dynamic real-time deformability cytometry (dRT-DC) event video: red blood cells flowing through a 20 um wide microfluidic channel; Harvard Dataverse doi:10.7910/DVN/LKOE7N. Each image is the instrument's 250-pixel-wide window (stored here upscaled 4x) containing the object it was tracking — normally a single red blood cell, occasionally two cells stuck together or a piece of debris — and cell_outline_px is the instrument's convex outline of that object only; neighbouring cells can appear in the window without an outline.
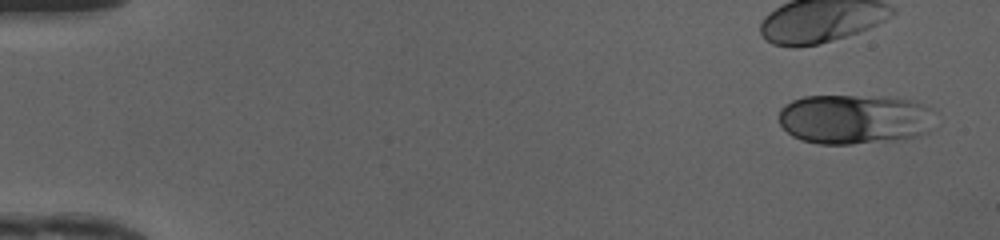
{"species": "human", "species_latin": "Homo sapiens", "temperature_condition": "cold", "stored_images_in_passage": 40, "camera_frame_rate_fps": 3000, "um_per_image_px": 0.085, "donor": {"sex": "female"}, "frame": {"image": 1, "passage_image": 3, "time_ms": 0.667, "image_size_px": [1000, 240], "cell_outline_px": [[932, 108], [928, 132], [920, 136], [896, 140], [852, 144], [820, 144], [800, 140], [792, 136], [780, 124], [780, 108], [784, 104], [792, 100], [804, 96], [884, 96], [908, 100]], "centroid_in_image_um": [72.59, 10.13], "position_along_channel_um": 12.4, "area_um2": 45.37}}